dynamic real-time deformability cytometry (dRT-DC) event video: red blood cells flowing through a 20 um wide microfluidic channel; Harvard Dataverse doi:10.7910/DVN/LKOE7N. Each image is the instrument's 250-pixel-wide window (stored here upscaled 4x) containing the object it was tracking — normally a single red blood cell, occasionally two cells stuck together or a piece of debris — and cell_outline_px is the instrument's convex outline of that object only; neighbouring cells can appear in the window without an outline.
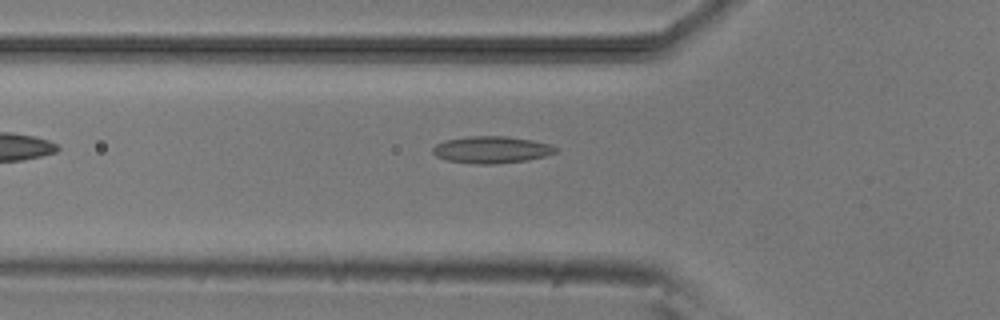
{"species": "common noctule bat (a hibernating species)", "species_latin": "Nyctalus noctula", "temperature_condition": "room temperature", "stored_images_in_passage": 5, "camera_frame_rate_fps": 3000, "um_per_image_px": 0.085, "animal": {"sex": "male", "body_mass_g": 20.5, "forearm_length_mm": 52.5}, "frame": {"image": 1, "passage_image": 5, "time_ms": 5.333, "image_size_px": [1000, 320], "cell_outline_px": [[560, 152], [528, 160], [496, 164], [476, 164], [448, 160], [436, 156], [432, 152], [432, 148], [436, 144], [444, 140], [468, 136], [508, 136], [532, 140], [548, 144], [560, 148]], "centroid_in_image_um": [41.81, 12.72], "position_along_channel_um": 84.0, "area_um2": 19.48}}